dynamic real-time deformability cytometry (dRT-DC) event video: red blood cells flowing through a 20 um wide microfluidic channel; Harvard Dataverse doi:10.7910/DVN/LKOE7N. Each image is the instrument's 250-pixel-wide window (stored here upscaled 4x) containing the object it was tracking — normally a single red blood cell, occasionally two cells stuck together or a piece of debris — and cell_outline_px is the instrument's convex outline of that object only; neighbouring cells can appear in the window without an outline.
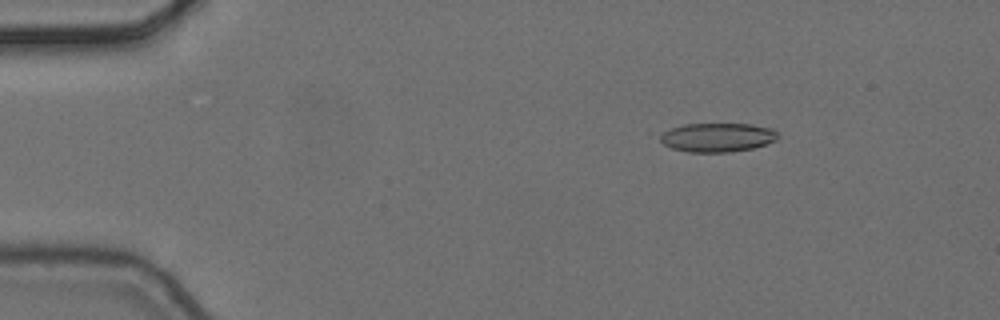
{"species": "common noctule bat (a hibernating species)", "species_latin": "Nyctalus noctula", "temperature_condition": "cold", "stored_images_in_passage": 4, "camera_frame_rate_fps": 3000, "um_per_image_px": 0.085, "animal": {"sex": "female", "body_mass_g": 24.6, "forearm_length_mm": 56.2}, "frame": {"image": 1, "passage_image": 2, "time_ms": 0.333, "image_size_px": [1000, 320], "cell_outline_px": [[780, 136], [776, 140], [752, 148], [728, 152], [688, 152], [672, 148], [664, 144], [660, 140], [660, 136], [664, 132], [672, 128], [684, 124], [752, 124], [772, 128]], "centroid_in_image_um": [61.0, 11.67], "position_along_channel_um": 24.0, "area_um2": 19.71}}